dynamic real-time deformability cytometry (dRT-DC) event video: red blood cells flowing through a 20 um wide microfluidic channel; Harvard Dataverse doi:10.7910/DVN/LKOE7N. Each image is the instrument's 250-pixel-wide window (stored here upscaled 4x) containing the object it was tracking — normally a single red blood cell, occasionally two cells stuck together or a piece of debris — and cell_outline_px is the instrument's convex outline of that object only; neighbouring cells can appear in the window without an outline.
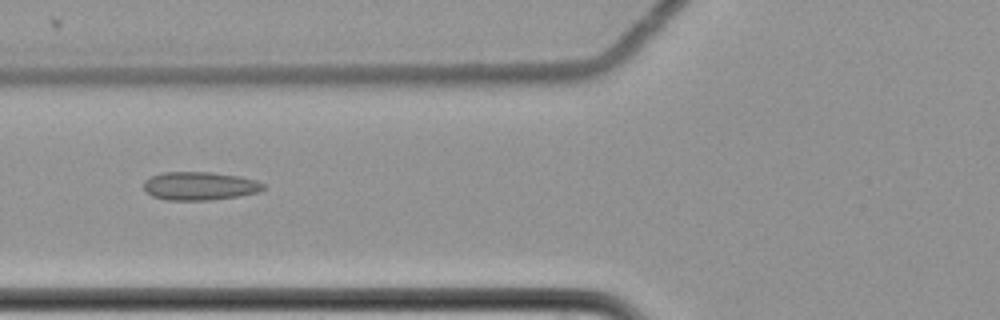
{"species": "common noctule bat (a hibernating species)", "species_latin": "Nyctalus noctula", "temperature_condition": "cold", "stored_images_in_passage": 5, "camera_frame_rate_fps": 3000, "um_per_image_px": 0.085, "animal": {"sex": "female", "body_mass_g": 22.7, "forearm_length_mm": 54.2}, "frame": {"image": 1, "passage_image": 4, "time_ms": 1.0, "image_size_px": [1000, 320], "cell_outline_px": [[264, 188], [260, 192], [240, 196], [212, 200], [164, 200], [152, 196], [144, 188], [144, 180], [160, 172], [212, 172], [240, 176], [256, 180], [264, 184]], "centroid_in_image_um": [16.99, 15.81], "position_along_channel_um": 108.8, "area_um2": 19.94}}
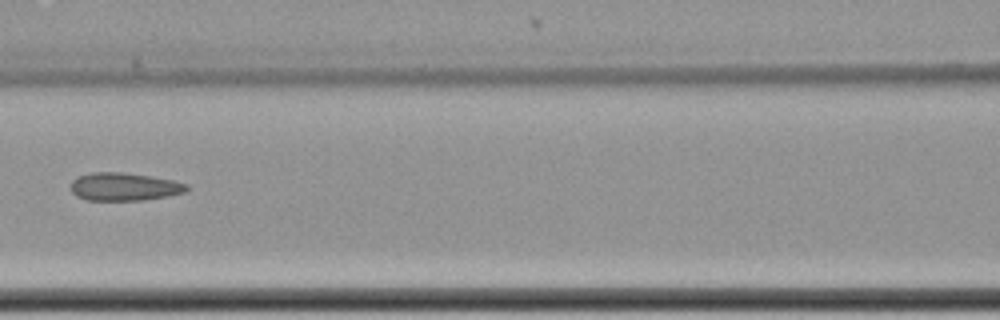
{"frame": {"image": 2, "passage_image": 5, "time_ms": 1.333, "image_size_px": [1000, 320], "cell_outline_px": [[188, 188], [184, 192], [144, 200], [88, 200], [76, 196], [72, 192], [68, 184], [76, 176], [92, 172], [124, 172], [152, 176], [172, 180], [188, 184]], "centroid_in_image_um": [10.49, 15.85], "position_along_channel_um": 156.1, "area_um2": 19.02}}